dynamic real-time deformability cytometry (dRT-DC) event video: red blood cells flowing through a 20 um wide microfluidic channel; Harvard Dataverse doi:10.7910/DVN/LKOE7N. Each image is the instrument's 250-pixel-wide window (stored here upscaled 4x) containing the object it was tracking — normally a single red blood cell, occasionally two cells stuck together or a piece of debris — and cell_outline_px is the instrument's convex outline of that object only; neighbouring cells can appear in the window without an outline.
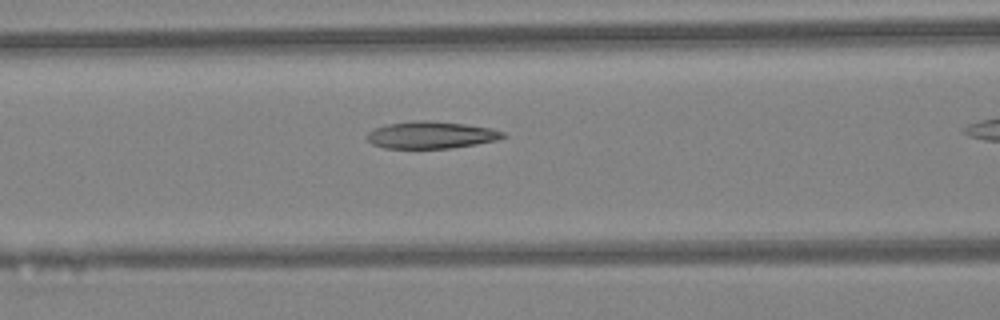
{"species": "Egyptian fruit bat (a non-hibernating species)", "species_latin": "Rousettus aegyptiacus", "temperature_condition": "warm", "stored_images_in_passage": 22, "camera_frame_rate_fps": 3000, "um_per_image_px": 0.085, "animal": {"sex": "female"}, "frame": {"image": 1, "passage_image": 5, "time_ms": 1.333, "image_size_px": [1000, 320], "cell_outline_px": [[508, 136], [496, 140], [476, 144], [452, 148], [384, 148], [372, 144], [368, 140], [368, 132], [376, 128], [388, 124], [420, 120], [432, 120], [464, 124], [492, 128], [504, 132]], "centroid_in_image_um": [36.68, 11.47], "position_along_channel_um": 129.9, "area_um2": 21.39}}
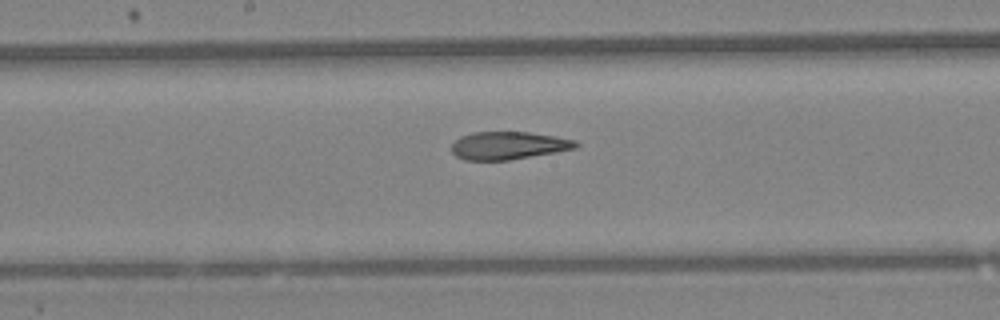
{"frame": {"image": 2, "passage_image": 10, "time_ms": 3.0, "image_size_px": [1000, 320], "cell_outline_px": [[580, 144], [576, 148], [556, 152], [508, 160], [464, 160], [456, 156], [452, 152], [452, 144], [460, 136], [472, 132], [528, 132], [556, 136], [576, 140]], "centroid_in_image_um": [43.22, 12.36], "position_along_channel_um": 205.0, "area_um2": 20.17}}
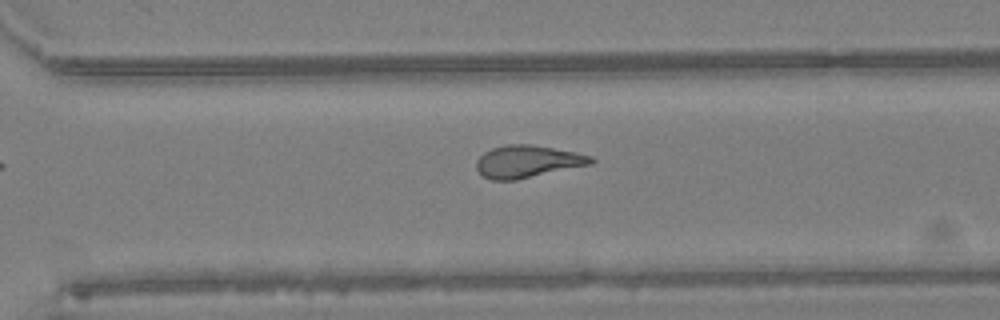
{"frame": {"image": 3, "passage_image": 18, "time_ms": 5.667, "image_size_px": [1000, 320], "cell_outline_px": [[596, 160], [592, 164], [516, 180], [492, 180], [484, 176], [476, 168], [476, 160], [484, 152], [492, 148], [508, 144], [532, 144], [576, 152], [592, 156]], "centroid_in_image_um": [44.85, 13.72], "position_along_channel_um": 325.7, "area_um2": 21.62}}